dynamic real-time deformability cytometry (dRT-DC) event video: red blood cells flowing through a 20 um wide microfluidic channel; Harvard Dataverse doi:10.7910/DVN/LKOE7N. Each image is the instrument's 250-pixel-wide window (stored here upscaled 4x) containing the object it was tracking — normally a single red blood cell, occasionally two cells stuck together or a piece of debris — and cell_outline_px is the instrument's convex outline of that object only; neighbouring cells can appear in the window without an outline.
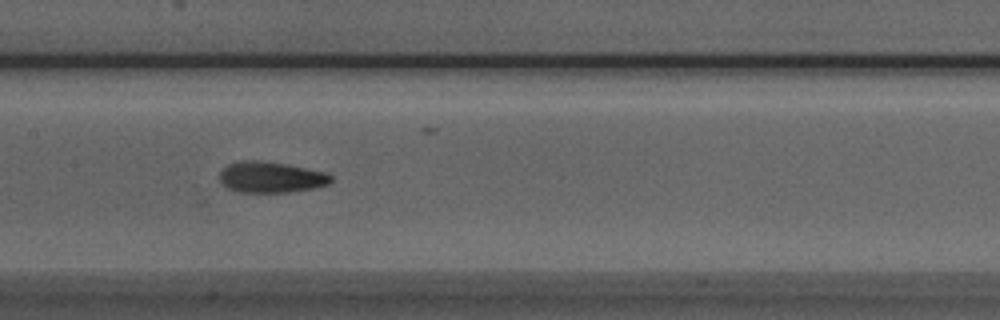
{"species": "Egyptian fruit bat (a non-hibernating species)", "species_latin": "Rousettus aegyptiacus", "temperature_condition": "room temperature", "stored_images_in_passage": 38, "camera_frame_rate_fps": 3000, "um_per_image_px": 0.085, "animal": {"sex": "male"}, "frame": {"image": 1, "passage_image": 12, "time_ms": 3.667, "image_size_px": [1000, 320], "cell_outline_px": [[332, 180], [328, 184], [312, 188], [288, 192], [240, 192], [228, 188], [220, 180], [220, 172], [228, 164], [240, 160], [260, 160], [288, 164], [328, 172], [332, 176]], "centroid_in_image_um": [23.05, 15.04], "position_along_channel_um": 184.3, "area_um2": 20.17}}
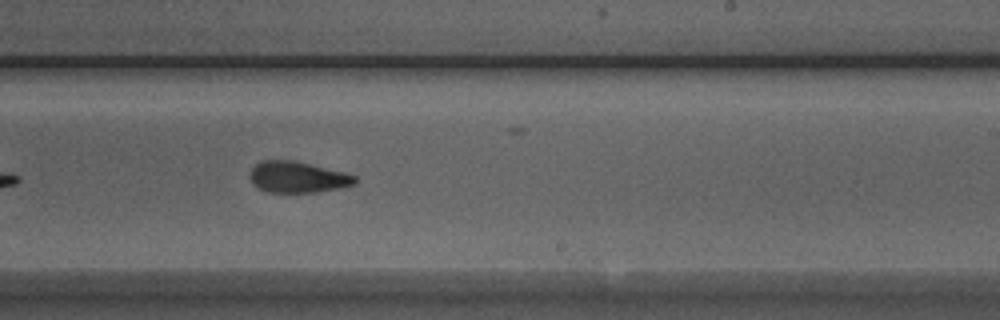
{"frame": {"image": 2, "passage_image": 18, "time_ms": 5.667, "image_size_px": [1000, 320], "cell_outline_px": [[356, 184], [340, 188], [316, 192], [268, 192], [256, 188], [252, 184], [248, 176], [248, 172], [260, 160], [296, 160], [344, 172], [356, 176]], "centroid_in_image_um": [25.25, 15.05], "position_along_channel_um": 263.7, "area_um2": 19.42}}
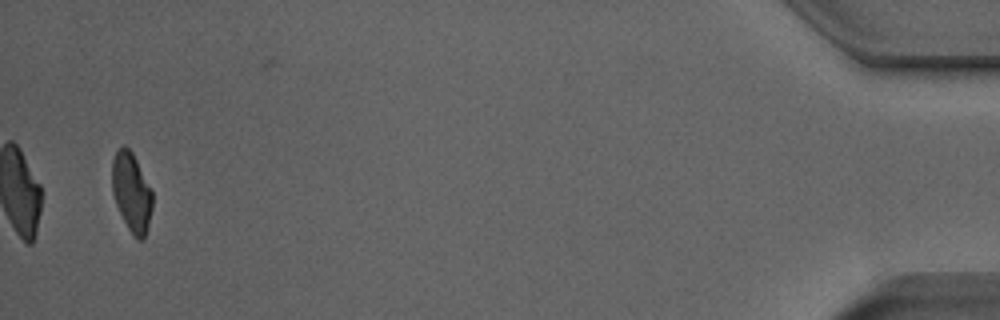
{"frame": {"image": 3, "passage_image": 37, "time_ms": 12.0, "image_size_px": [1000, 320], "cell_outline_px": [[152, 208], [148, 228], [144, 236], [140, 240], [128, 228], [116, 204], [112, 192], [112, 160], [116, 152], [124, 144], [132, 152], [152, 192]], "centroid_in_image_um": [11.17, 16.32], "position_along_channel_um": 424.0, "area_um2": 18.15}, "authors_computed_cell_mechanics": {"area_um2": 19.652, "velocity_mm_per_s": 3.9838, "shape_relaxation_time_tau1_ms": 3.3832, "shape_relaxation_time_tau2_ms": 2.0168, "deformation_change_tau1": 0.1575, "deformation_change_tau2": 0.0968}}